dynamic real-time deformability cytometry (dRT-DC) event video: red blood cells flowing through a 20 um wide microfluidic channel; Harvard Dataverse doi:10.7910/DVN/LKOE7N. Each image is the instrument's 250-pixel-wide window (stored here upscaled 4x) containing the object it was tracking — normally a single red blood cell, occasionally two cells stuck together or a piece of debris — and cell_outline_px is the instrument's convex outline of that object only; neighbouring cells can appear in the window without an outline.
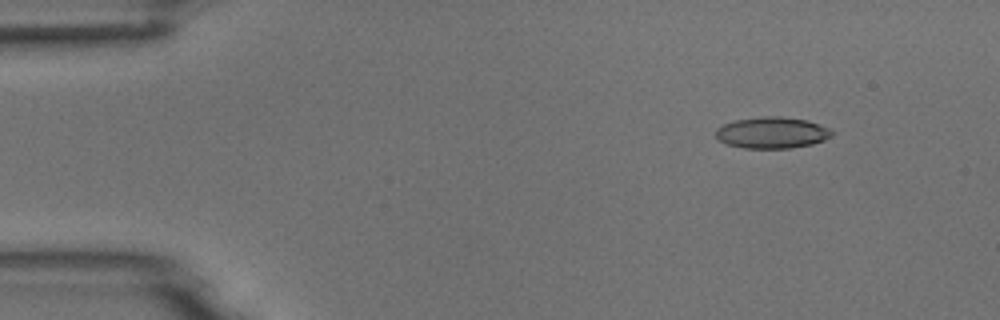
{"species": "common noctule bat (a hibernating species)", "species_latin": "Nyctalus noctula", "temperature_condition": "room temperature", "stored_images_in_passage": 5, "camera_frame_rate_fps": 3000, "um_per_image_px": 0.085, "animal": {"sex": "male", "body_mass_g": 18.8}, "frame": {"image": 1, "passage_image": 1, "time_ms": 0.0, "image_size_px": [1000, 320], "cell_outline_px": [[836, 132], [832, 136], [824, 140], [812, 144], [788, 148], [744, 148], [728, 144], [720, 140], [716, 136], [716, 128], [724, 124], [736, 120], [764, 116], [780, 116], [808, 120], [832, 128]], "centroid_in_image_um": [65.69, 11.27], "position_along_channel_um": 19.3, "area_um2": 21.33}}
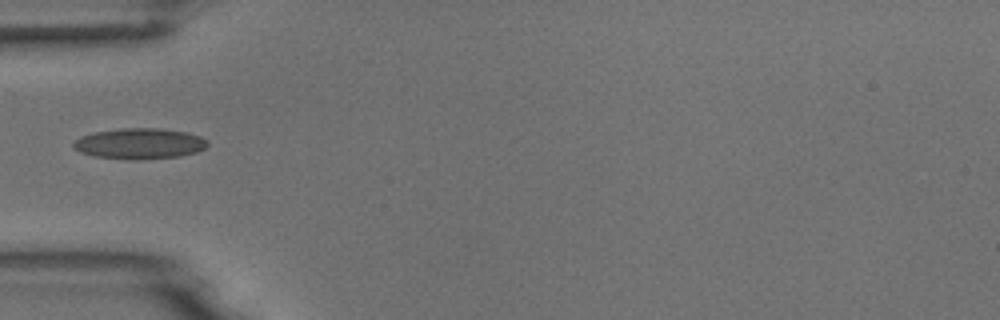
{"frame": {"image": 2, "passage_image": 4, "time_ms": 3.667, "image_size_px": [1000, 320], "cell_outline_px": [[208, 144], [204, 148], [196, 152], [180, 156], [140, 160], [132, 160], [92, 156], [80, 152], [72, 148], [72, 144], [80, 136], [96, 132], [120, 128], [160, 128], [184, 132], [200, 136], [208, 140]], "centroid_in_image_um": [11.84, 12.21], "position_along_channel_um": 73.2, "area_um2": 24.16}}